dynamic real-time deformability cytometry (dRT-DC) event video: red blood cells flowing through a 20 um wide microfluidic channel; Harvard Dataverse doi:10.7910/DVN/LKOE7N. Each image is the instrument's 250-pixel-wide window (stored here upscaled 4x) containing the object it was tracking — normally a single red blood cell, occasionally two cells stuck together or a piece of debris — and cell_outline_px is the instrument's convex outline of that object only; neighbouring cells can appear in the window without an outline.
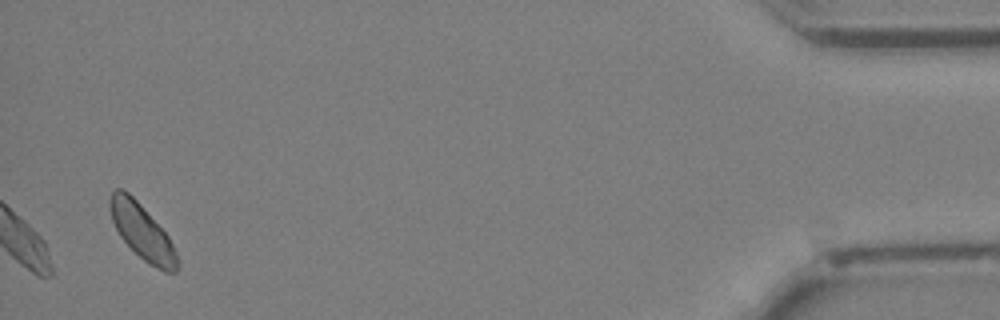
{"species": "Egyptian fruit bat (a non-hibernating species)", "species_latin": "Rousettus aegyptiacus", "temperature_condition": "cold", "stored_images_in_passage": 30, "camera_frame_rate_fps": 3000, "um_per_image_px": 0.085, "animal": {"sex": "female"}, "frame": {"image": 1, "passage_image": 30, "time_ms": 9.667, "image_size_px": [1000, 320], "cell_outline_px": [[180, 260], [176, 272], [164, 272], [148, 264], [120, 236], [112, 220], [108, 200], [112, 192], [116, 188], [120, 188], [128, 192], [140, 204], [168, 236]], "centroid_in_image_um": [12.09, 19.72], "position_along_channel_um": 423.1, "area_um2": 21.33}}